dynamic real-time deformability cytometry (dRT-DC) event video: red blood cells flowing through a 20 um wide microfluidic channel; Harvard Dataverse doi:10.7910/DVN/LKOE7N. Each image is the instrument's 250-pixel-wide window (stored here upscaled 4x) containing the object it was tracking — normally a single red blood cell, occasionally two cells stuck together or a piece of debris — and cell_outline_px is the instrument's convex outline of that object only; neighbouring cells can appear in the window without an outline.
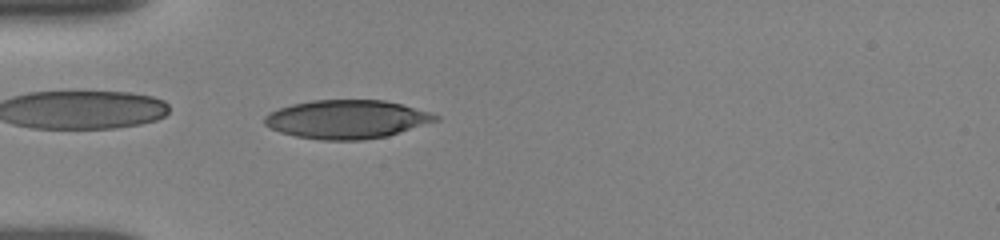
{"species": "human", "species_latin": "Homo sapiens", "temperature_condition": "room temperature", "stored_images_in_passage": 28, "camera_frame_rate_fps": 3000, "um_per_image_px": 0.085, "donor": {"sex": "female"}, "frame": {"image": 1, "passage_image": 1, "time_ms": 0.0, "image_size_px": [1000, 240], "cell_outline_px": [[440, 120], [388, 136], [364, 140], [320, 140], [296, 136], [280, 132], [264, 124], [264, 116], [268, 112], [292, 104], [312, 100], [384, 100], [432, 112], [440, 116]], "centroid_in_image_um": [29.5, 10.14], "position_along_channel_um": 55.5, "area_um2": 38.61}}
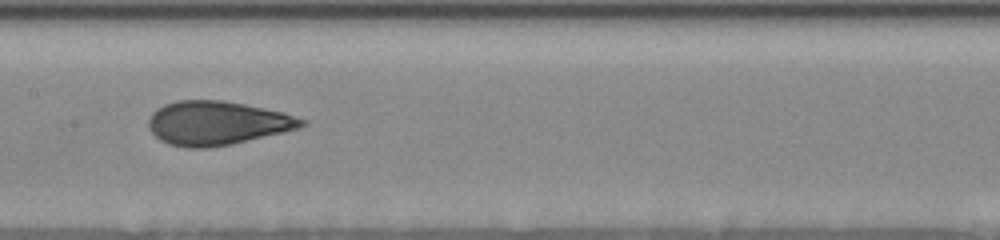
{"frame": {"image": 2, "passage_image": 11, "time_ms": 3.667, "image_size_px": [1000, 240], "cell_outline_px": [[308, 124], [300, 128], [284, 132], [232, 144], [208, 148], [188, 148], [168, 144], [160, 140], [148, 128], [148, 120], [152, 112], [156, 108], [164, 104], [176, 100], [220, 100], [244, 104], [284, 112], [308, 120]], "centroid_in_image_um": [18.46, 10.46], "position_along_channel_um": 188.9, "area_um2": 39.48}}
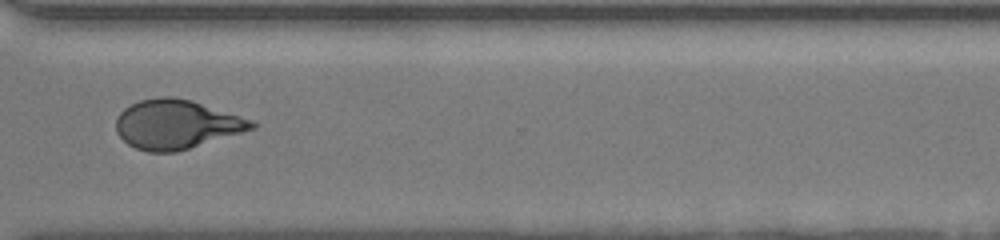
{"frame": {"image": 3, "passage_image": 22, "time_ms": 8.0, "image_size_px": [1000, 240], "cell_outline_px": [[260, 124], [256, 128], [176, 152], [148, 152], [136, 148], [128, 144], [116, 132], [116, 116], [124, 108], [140, 100], [160, 96], [172, 96], [192, 100], [252, 120]], "centroid_in_image_um": [14.99, 10.56], "position_along_channel_um": 355.6, "area_um2": 38.84}, "authors_computed_cell_mechanics": {"area_um2": 38.8416, "velocity_mm_per_s": 3.8465, "shape_relaxation_time_tau1_ms": 5.6308, "shape_relaxation_time_tau2_ms": 0.9726, "deformation_change_tau1": 0.1852, "deformation_change_tau2": 0.07}}